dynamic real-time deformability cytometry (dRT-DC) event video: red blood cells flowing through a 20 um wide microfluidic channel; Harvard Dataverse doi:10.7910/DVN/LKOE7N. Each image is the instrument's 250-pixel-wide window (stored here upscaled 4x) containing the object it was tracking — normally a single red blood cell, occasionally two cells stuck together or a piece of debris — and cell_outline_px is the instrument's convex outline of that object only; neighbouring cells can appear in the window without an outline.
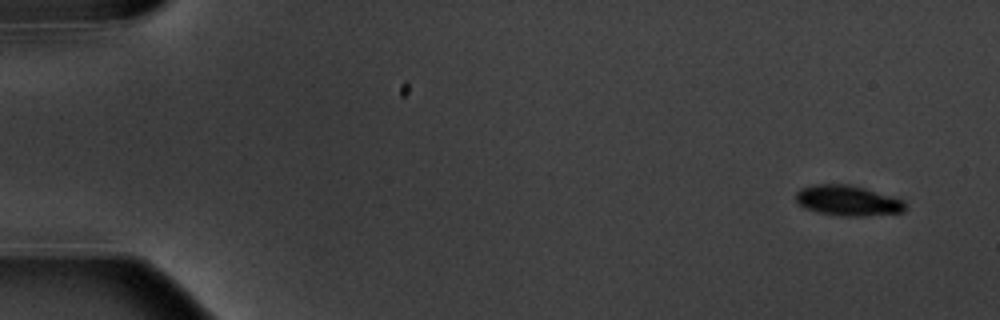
{"species": "common noctule bat (a hibernating species)", "species_latin": "Nyctalus noctula", "temperature_condition": "warm", "stored_images_in_passage": 5, "camera_frame_rate_fps": 3000, "um_per_image_px": 0.085, "animal": {"sex": "male", "body_mass_g": 20.1, "forearm_length_mm": 53.5}, "frame": {"image": 1, "passage_image": 1, "time_ms": 0.0, "image_size_px": [1000, 320], "cell_outline_px": [[904, 212], [864, 216], [840, 216], [820, 212], [804, 208], [796, 200], [796, 192], [800, 188], [812, 184], [848, 184], [864, 188], [904, 200]], "centroid_in_image_um": [72.03, 17.04], "position_along_channel_um": 13.0, "area_um2": 19.25}}
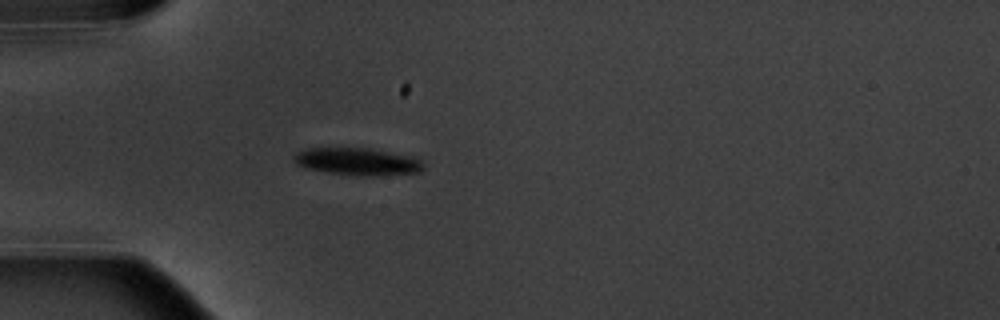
{"frame": {"image": 2, "passage_image": 5, "time_ms": 4.667, "image_size_px": [1000, 320], "cell_outline_px": [[424, 168], [420, 172], [380, 176], [356, 176], [328, 172], [304, 168], [296, 164], [292, 160], [292, 156], [296, 152], [304, 148], [372, 148], [420, 156], [424, 160]], "centroid_in_image_um": [30.47, 13.72], "position_along_channel_um": 54.5, "area_um2": 21.56}}